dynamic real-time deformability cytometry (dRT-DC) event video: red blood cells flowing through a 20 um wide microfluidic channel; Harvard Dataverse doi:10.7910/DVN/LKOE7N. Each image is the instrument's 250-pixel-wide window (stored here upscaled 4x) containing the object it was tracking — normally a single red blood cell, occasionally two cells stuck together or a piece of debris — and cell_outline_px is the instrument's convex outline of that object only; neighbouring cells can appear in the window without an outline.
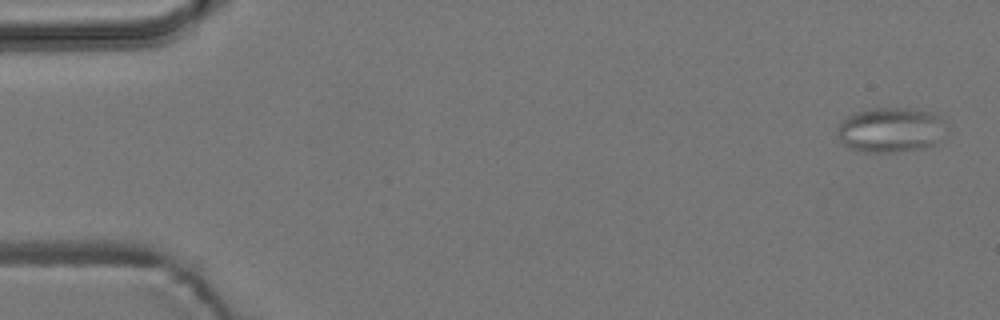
{"species": "common noctule bat (a hibernating species)", "species_latin": "Nyctalus noctula", "temperature_condition": "room temperature", "stored_images_in_passage": 4, "camera_frame_rate_fps": 3000, "um_per_image_px": 0.085, "animal": {"sex": "male", "body_mass_g": 19.2, "forearm_length_mm": 51.8}, "frame": {"image": 1, "passage_image": 1, "time_ms": 0.0, "image_size_px": [1000, 320], "cell_outline_px": [[940, 120], [936, 144], [924, 148], [896, 152], [864, 152], [848, 148], [840, 140], [836, 128], [840, 120], [856, 112], [872, 108], [912, 108], [932, 112], [940, 116]], "centroid_in_image_um": [75.58, 11.04], "position_along_channel_um": 9.4, "area_um2": 28.09}}
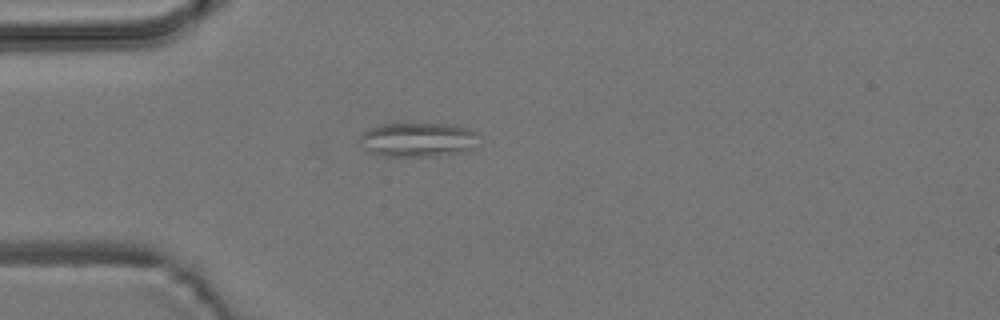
{"frame": {"image": 2, "passage_image": 4, "time_ms": 4.333, "image_size_px": [1000, 320], "cell_outline_px": [[480, 132], [476, 148], [472, 152], [436, 156], [380, 156], [368, 152], [360, 140], [360, 136], [368, 128], [384, 124], [452, 124], [468, 128]], "centroid_in_image_um": [35.64, 11.89], "position_along_channel_um": 49.4, "area_um2": 24.39}}